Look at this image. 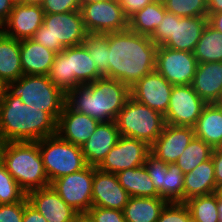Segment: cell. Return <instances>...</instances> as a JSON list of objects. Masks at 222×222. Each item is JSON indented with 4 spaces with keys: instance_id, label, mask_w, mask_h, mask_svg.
Here are the masks:
<instances>
[{
    "instance_id": "21",
    "label": "cell",
    "mask_w": 222,
    "mask_h": 222,
    "mask_svg": "<svg viewBox=\"0 0 222 222\" xmlns=\"http://www.w3.org/2000/svg\"><path fill=\"white\" fill-rule=\"evenodd\" d=\"M207 23L208 16L178 17L173 14L172 35L163 46L174 50L194 52Z\"/></svg>"
},
{
    "instance_id": "43",
    "label": "cell",
    "mask_w": 222,
    "mask_h": 222,
    "mask_svg": "<svg viewBox=\"0 0 222 222\" xmlns=\"http://www.w3.org/2000/svg\"><path fill=\"white\" fill-rule=\"evenodd\" d=\"M87 213L94 222H126L123 211L92 206Z\"/></svg>"
},
{
    "instance_id": "4",
    "label": "cell",
    "mask_w": 222,
    "mask_h": 222,
    "mask_svg": "<svg viewBox=\"0 0 222 222\" xmlns=\"http://www.w3.org/2000/svg\"><path fill=\"white\" fill-rule=\"evenodd\" d=\"M1 162L26 194L50 186L38 141L3 143Z\"/></svg>"
},
{
    "instance_id": "14",
    "label": "cell",
    "mask_w": 222,
    "mask_h": 222,
    "mask_svg": "<svg viewBox=\"0 0 222 222\" xmlns=\"http://www.w3.org/2000/svg\"><path fill=\"white\" fill-rule=\"evenodd\" d=\"M149 153L150 146L144 141L120 136L97 168L117 174L122 170L143 166Z\"/></svg>"
},
{
    "instance_id": "26",
    "label": "cell",
    "mask_w": 222,
    "mask_h": 222,
    "mask_svg": "<svg viewBox=\"0 0 222 222\" xmlns=\"http://www.w3.org/2000/svg\"><path fill=\"white\" fill-rule=\"evenodd\" d=\"M216 189L212 158L184 174V202L196 196L215 193Z\"/></svg>"
},
{
    "instance_id": "6",
    "label": "cell",
    "mask_w": 222,
    "mask_h": 222,
    "mask_svg": "<svg viewBox=\"0 0 222 222\" xmlns=\"http://www.w3.org/2000/svg\"><path fill=\"white\" fill-rule=\"evenodd\" d=\"M88 34L78 10L44 14L43 24L32 39L57 54L66 47L82 44Z\"/></svg>"
},
{
    "instance_id": "2",
    "label": "cell",
    "mask_w": 222,
    "mask_h": 222,
    "mask_svg": "<svg viewBox=\"0 0 222 222\" xmlns=\"http://www.w3.org/2000/svg\"><path fill=\"white\" fill-rule=\"evenodd\" d=\"M57 132V121L47 112L24 104L7 92L0 100V140L37 142Z\"/></svg>"
},
{
    "instance_id": "32",
    "label": "cell",
    "mask_w": 222,
    "mask_h": 222,
    "mask_svg": "<svg viewBox=\"0 0 222 222\" xmlns=\"http://www.w3.org/2000/svg\"><path fill=\"white\" fill-rule=\"evenodd\" d=\"M86 51L92 55L96 69L103 76L110 78V64L108 61L109 33L88 34L82 42Z\"/></svg>"
},
{
    "instance_id": "7",
    "label": "cell",
    "mask_w": 222,
    "mask_h": 222,
    "mask_svg": "<svg viewBox=\"0 0 222 222\" xmlns=\"http://www.w3.org/2000/svg\"><path fill=\"white\" fill-rule=\"evenodd\" d=\"M6 92L30 107L49 113L56 121L66 103V94L47 75H22L18 80L7 83Z\"/></svg>"
},
{
    "instance_id": "10",
    "label": "cell",
    "mask_w": 222,
    "mask_h": 222,
    "mask_svg": "<svg viewBox=\"0 0 222 222\" xmlns=\"http://www.w3.org/2000/svg\"><path fill=\"white\" fill-rule=\"evenodd\" d=\"M81 13L90 34H106L128 29V18L117 0L83 4Z\"/></svg>"
},
{
    "instance_id": "11",
    "label": "cell",
    "mask_w": 222,
    "mask_h": 222,
    "mask_svg": "<svg viewBox=\"0 0 222 222\" xmlns=\"http://www.w3.org/2000/svg\"><path fill=\"white\" fill-rule=\"evenodd\" d=\"M94 166L87 165L72 174L54 180L50 185L58 195L78 213L92 207Z\"/></svg>"
},
{
    "instance_id": "15",
    "label": "cell",
    "mask_w": 222,
    "mask_h": 222,
    "mask_svg": "<svg viewBox=\"0 0 222 222\" xmlns=\"http://www.w3.org/2000/svg\"><path fill=\"white\" fill-rule=\"evenodd\" d=\"M172 87V84L154 70L131 86V98L165 115L168 110Z\"/></svg>"
},
{
    "instance_id": "28",
    "label": "cell",
    "mask_w": 222,
    "mask_h": 222,
    "mask_svg": "<svg viewBox=\"0 0 222 222\" xmlns=\"http://www.w3.org/2000/svg\"><path fill=\"white\" fill-rule=\"evenodd\" d=\"M22 75L20 40L9 37L0 30V77L9 83Z\"/></svg>"
},
{
    "instance_id": "17",
    "label": "cell",
    "mask_w": 222,
    "mask_h": 222,
    "mask_svg": "<svg viewBox=\"0 0 222 222\" xmlns=\"http://www.w3.org/2000/svg\"><path fill=\"white\" fill-rule=\"evenodd\" d=\"M43 19L42 6L15 4L0 30L17 40L30 39L43 24Z\"/></svg>"
},
{
    "instance_id": "22",
    "label": "cell",
    "mask_w": 222,
    "mask_h": 222,
    "mask_svg": "<svg viewBox=\"0 0 222 222\" xmlns=\"http://www.w3.org/2000/svg\"><path fill=\"white\" fill-rule=\"evenodd\" d=\"M120 136L115 121L99 123L93 135L81 147L87 165L98 167Z\"/></svg>"
},
{
    "instance_id": "41",
    "label": "cell",
    "mask_w": 222,
    "mask_h": 222,
    "mask_svg": "<svg viewBox=\"0 0 222 222\" xmlns=\"http://www.w3.org/2000/svg\"><path fill=\"white\" fill-rule=\"evenodd\" d=\"M44 14L66 13L81 10L80 0H45L42 4Z\"/></svg>"
},
{
    "instance_id": "30",
    "label": "cell",
    "mask_w": 222,
    "mask_h": 222,
    "mask_svg": "<svg viewBox=\"0 0 222 222\" xmlns=\"http://www.w3.org/2000/svg\"><path fill=\"white\" fill-rule=\"evenodd\" d=\"M166 12L163 1L154 0L128 18V29L137 34L151 36Z\"/></svg>"
},
{
    "instance_id": "51",
    "label": "cell",
    "mask_w": 222,
    "mask_h": 222,
    "mask_svg": "<svg viewBox=\"0 0 222 222\" xmlns=\"http://www.w3.org/2000/svg\"><path fill=\"white\" fill-rule=\"evenodd\" d=\"M7 83L0 77V100L6 94Z\"/></svg>"
},
{
    "instance_id": "49",
    "label": "cell",
    "mask_w": 222,
    "mask_h": 222,
    "mask_svg": "<svg viewBox=\"0 0 222 222\" xmlns=\"http://www.w3.org/2000/svg\"><path fill=\"white\" fill-rule=\"evenodd\" d=\"M208 15L211 13L222 12V0H207Z\"/></svg>"
},
{
    "instance_id": "58",
    "label": "cell",
    "mask_w": 222,
    "mask_h": 222,
    "mask_svg": "<svg viewBox=\"0 0 222 222\" xmlns=\"http://www.w3.org/2000/svg\"><path fill=\"white\" fill-rule=\"evenodd\" d=\"M216 104L222 109V100Z\"/></svg>"
},
{
    "instance_id": "27",
    "label": "cell",
    "mask_w": 222,
    "mask_h": 222,
    "mask_svg": "<svg viewBox=\"0 0 222 222\" xmlns=\"http://www.w3.org/2000/svg\"><path fill=\"white\" fill-rule=\"evenodd\" d=\"M168 201L161 197H130L124 206L126 222H156Z\"/></svg>"
},
{
    "instance_id": "55",
    "label": "cell",
    "mask_w": 222,
    "mask_h": 222,
    "mask_svg": "<svg viewBox=\"0 0 222 222\" xmlns=\"http://www.w3.org/2000/svg\"><path fill=\"white\" fill-rule=\"evenodd\" d=\"M80 1H81V6H82L83 4L95 3V2L105 1V0H80Z\"/></svg>"
},
{
    "instance_id": "12",
    "label": "cell",
    "mask_w": 222,
    "mask_h": 222,
    "mask_svg": "<svg viewBox=\"0 0 222 222\" xmlns=\"http://www.w3.org/2000/svg\"><path fill=\"white\" fill-rule=\"evenodd\" d=\"M193 52L159 46L156 50V68L170 84L191 85L197 69Z\"/></svg>"
},
{
    "instance_id": "53",
    "label": "cell",
    "mask_w": 222,
    "mask_h": 222,
    "mask_svg": "<svg viewBox=\"0 0 222 222\" xmlns=\"http://www.w3.org/2000/svg\"><path fill=\"white\" fill-rule=\"evenodd\" d=\"M217 208L219 213V222H222V199L217 196Z\"/></svg>"
},
{
    "instance_id": "25",
    "label": "cell",
    "mask_w": 222,
    "mask_h": 222,
    "mask_svg": "<svg viewBox=\"0 0 222 222\" xmlns=\"http://www.w3.org/2000/svg\"><path fill=\"white\" fill-rule=\"evenodd\" d=\"M196 138L213 149L222 148V109L216 104H207L194 125Z\"/></svg>"
},
{
    "instance_id": "19",
    "label": "cell",
    "mask_w": 222,
    "mask_h": 222,
    "mask_svg": "<svg viewBox=\"0 0 222 222\" xmlns=\"http://www.w3.org/2000/svg\"><path fill=\"white\" fill-rule=\"evenodd\" d=\"M99 123L98 120L73 110L65 103L57 121L56 134L61 139L82 147Z\"/></svg>"
},
{
    "instance_id": "36",
    "label": "cell",
    "mask_w": 222,
    "mask_h": 222,
    "mask_svg": "<svg viewBox=\"0 0 222 222\" xmlns=\"http://www.w3.org/2000/svg\"><path fill=\"white\" fill-rule=\"evenodd\" d=\"M165 9L178 17L208 16L207 0H162Z\"/></svg>"
},
{
    "instance_id": "37",
    "label": "cell",
    "mask_w": 222,
    "mask_h": 222,
    "mask_svg": "<svg viewBox=\"0 0 222 222\" xmlns=\"http://www.w3.org/2000/svg\"><path fill=\"white\" fill-rule=\"evenodd\" d=\"M25 196L26 193L0 161V204L20 202Z\"/></svg>"
},
{
    "instance_id": "31",
    "label": "cell",
    "mask_w": 222,
    "mask_h": 222,
    "mask_svg": "<svg viewBox=\"0 0 222 222\" xmlns=\"http://www.w3.org/2000/svg\"><path fill=\"white\" fill-rule=\"evenodd\" d=\"M193 53L198 63L222 62V32L207 23Z\"/></svg>"
},
{
    "instance_id": "48",
    "label": "cell",
    "mask_w": 222,
    "mask_h": 222,
    "mask_svg": "<svg viewBox=\"0 0 222 222\" xmlns=\"http://www.w3.org/2000/svg\"><path fill=\"white\" fill-rule=\"evenodd\" d=\"M208 23L219 32H222V12L209 14Z\"/></svg>"
},
{
    "instance_id": "13",
    "label": "cell",
    "mask_w": 222,
    "mask_h": 222,
    "mask_svg": "<svg viewBox=\"0 0 222 222\" xmlns=\"http://www.w3.org/2000/svg\"><path fill=\"white\" fill-rule=\"evenodd\" d=\"M206 105L191 85H174L164 115L165 122L173 126L194 127Z\"/></svg>"
},
{
    "instance_id": "45",
    "label": "cell",
    "mask_w": 222,
    "mask_h": 222,
    "mask_svg": "<svg viewBox=\"0 0 222 222\" xmlns=\"http://www.w3.org/2000/svg\"><path fill=\"white\" fill-rule=\"evenodd\" d=\"M211 158L214 164L215 182L218 186L222 184V148L214 149Z\"/></svg>"
},
{
    "instance_id": "33",
    "label": "cell",
    "mask_w": 222,
    "mask_h": 222,
    "mask_svg": "<svg viewBox=\"0 0 222 222\" xmlns=\"http://www.w3.org/2000/svg\"><path fill=\"white\" fill-rule=\"evenodd\" d=\"M213 150L203 140L194 137L184 152L178 157L175 164L186 174L202 162L211 159Z\"/></svg>"
},
{
    "instance_id": "24",
    "label": "cell",
    "mask_w": 222,
    "mask_h": 222,
    "mask_svg": "<svg viewBox=\"0 0 222 222\" xmlns=\"http://www.w3.org/2000/svg\"><path fill=\"white\" fill-rule=\"evenodd\" d=\"M55 54L32 38L20 40V61L23 75H48Z\"/></svg>"
},
{
    "instance_id": "23",
    "label": "cell",
    "mask_w": 222,
    "mask_h": 222,
    "mask_svg": "<svg viewBox=\"0 0 222 222\" xmlns=\"http://www.w3.org/2000/svg\"><path fill=\"white\" fill-rule=\"evenodd\" d=\"M191 87L207 104L222 100V62L198 63Z\"/></svg>"
},
{
    "instance_id": "3",
    "label": "cell",
    "mask_w": 222,
    "mask_h": 222,
    "mask_svg": "<svg viewBox=\"0 0 222 222\" xmlns=\"http://www.w3.org/2000/svg\"><path fill=\"white\" fill-rule=\"evenodd\" d=\"M131 97L130 87L122 82L101 77L80 84L66 95V103L75 111L101 122L115 121Z\"/></svg>"
},
{
    "instance_id": "44",
    "label": "cell",
    "mask_w": 222,
    "mask_h": 222,
    "mask_svg": "<svg viewBox=\"0 0 222 222\" xmlns=\"http://www.w3.org/2000/svg\"><path fill=\"white\" fill-rule=\"evenodd\" d=\"M123 9V12L127 18L132 14L143 9L146 5L152 3L154 0H117Z\"/></svg>"
},
{
    "instance_id": "16",
    "label": "cell",
    "mask_w": 222,
    "mask_h": 222,
    "mask_svg": "<svg viewBox=\"0 0 222 222\" xmlns=\"http://www.w3.org/2000/svg\"><path fill=\"white\" fill-rule=\"evenodd\" d=\"M130 196L120 185L116 174L94 167L92 206L123 211Z\"/></svg>"
},
{
    "instance_id": "20",
    "label": "cell",
    "mask_w": 222,
    "mask_h": 222,
    "mask_svg": "<svg viewBox=\"0 0 222 222\" xmlns=\"http://www.w3.org/2000/svg\"><path fill=\"white\" fill-rule=\"evenodd\" d=\"M26 197L28 203L44 216L47 222H73L74 216L78 213L51 185L30 191Z\"/></svg>"
},
{
    "instance_id": "57",
    "label": "cell",
    "mask_w": 222,
    "mask_h": 222,
    "mask_svg": "<svg viewBox=\"0 0 222 222\" xmlns=\"http://www.w3.org/2000/svg\"><path fill=\"white\" fill-rule=\"evenodd\" d=\"M3 142L0 140V161H1V148H2Z\"/></svg>"
},
{
    "instance_id": "56",
    "label": "cell",
    "mask_w": 222,
    "mask_h": 222,
    "mask_svg": "<svg viewBox=\"0 0 222 222\" xmlns=\"http://www.w3.org/2000/svg\"><path fill=\"white\" fill-rule=\"evenodd\" d=\"M13 4H23V0H11Z\"/></svg>"
},
{
    "instance_id": "35",
    "label": "cell",
    "mask_w": 222,
    "mask_h": 222,
    "mask_svg": "<svg viewBox=\"0 0 222 222\" xmlns=\"http://www.w3.org/2000/svg\"><path fill=\"white\" fill-rule=\"evenodd\" d=\"M163 198L168 202H184V173L175 163L164 171Z\"/></svg>"
},
{
    "instance_id": "40",
    "label": "cell",
    "mask_w": 222,
    "mask_h": 222,
    "mask_svg": "<svg viewBox=\"0 0 222 222\" xmlns=\"http://www.w3.org/2000/svg\"><path fill=\"white\" fill-rule=\"evenodd\" d=\"M27 203L28 199L25 196L20 202L0 204V222H22Z\"/></svg>"
},
{
    "instance_id": "38",
    "label": "cell",
    "mask_w": 222,
    "mask_h": 222,
    "mask_svg": "<svg viewBox=\"0 0 222 222\" xmlns=\"http://www.w3.org/2000/svg\"><path fill=\"white\" fill-rule=\"evenodd\" d=\"M144 167L146 168L159 197L163 198V179L164 171H167V163L150 152L146 158Z\"/></svg>"
},
{
    "instance_id": "18",
    "label": "cell",
    "mask_w": 222,
    "mask_h": 222,
    "mask_svg": "<svg viewBox=\"0 0 222 222\" xmlns=\"http://www.w3.org/2000/svg\"><path fill=\"white\" fill-rule=\"evenodd\" d=\"M194 128L166 124L160 136L150 146V152L165 163H175L194 139Z\"/></svg>"
},
{
    "instance_id": "42",
    "label": "cell",
    "mask_w": 222,
    "mask_h": 222,
    "mask_svg": "<svg viewBox=\"0 0 222 222\" xmlns=\"http://www.w3.org/2000/svg\"><path fill=\"white\" fill-rule=\"evenodd\" d=\"M173 13L166 12L161 23L150 36L151 40L159 47L163 46L172 35Z\"/></svg>"
},
{
    "instance_id": "9",
    "label": "cell",
    "mask_w": 222,
    "mask_h": 222,
    "mask_svg": "<svg viewBox=\"0 0 222 222\" xmlns=\"http://www.w3.org/2000/svg\"><path fill=\"white\" fill-rule=\"evenodd\" d=\"M38 145L50 184L87 166L82 148L61 139L57 134L41 139Z\"/></svg>"
},
{
    "instance_id": "54",
    "label": "cell",
    "mask_w": 222,
    "mask_h": 222,
    "mask_svg": "<svg viewBox=\"0 0 222 222\" xmlns=\"http://www.w3.org/2000/svg\"><path fill=\"white\" fill-rule=\"evenodd\" d=\"M218 196V198L222 199V184H219L217 186L216 192H215Z\"/></svg>"
},
{
    "instance_id": "5",
    "label": "cell",
    "mask_w": 222,
    "mask_h": 222,
    "mask_svg": "<svg viewBox=\"0 0 222 222\" xmlns=\"http://www.w3.org/2000/svg\"><path fill=\"white\" fill-rule=\"evenodd\" d=\"M47 76L66 95L80 84L92 83L103 77L96 69L92 55L82 44L66 47L55 54Z\"/></svg>"
},
{
    "instance_id": "29",
    "label": "cell",
    "mask_w": 222,
    "mask_h": 222,
    "mask_svg": "<svg viewBox=\"0 0 222 222\" xmlns=\"http://www.w3.org/2000/svg\"><path fill=\"white\" fill-rule=\"evenodd\" d=\"M116 175L130 197H159L144 165L122 170Z\"/></svg>"
},
{
    "instance_id": "8",
    "label": "cell",
    "mask_w": 222,
    "mask_h": 222,
    "mask_svg": "<svg viewBox=\"0 0 222 222\" xmlns=\"http://www.w3.org/2000/svg\"><path fill=\"white\" fill-rule=\"evenodd\" d=\"M121 136L144 141L151 146L162 133L166 122L163 114L129 98L115 120Z\"/></svg>"
},
{
    "instance_id": "34",
    "label": "cell",
    "mask_w": 222,
    "mask_h": 222,
    "mask_svg": "<svg viewBox=\"0 0 222 222\" xmlns=\"http://www.w3.org/2000/svg\"><path fill=\"white\" fill-rule=\"evenodd\" d=\"M194 222H219L217 194L196 196L184 202Z\"/></svg>"
},
{
    "instance_id": "52",
    "label": "cell",
    "mask_w": 222,
    "mask_h": 222,
    "mask_svg": "<svg viewBox=\"0 0 222 222\" xmlns=\"http://www.w3.org/2000/svg\"><path fill=\"white\" fill-rule=\"evenodd\" d=\"M45 0H23V5H40L44 3Z\"/></svg>"
},
{
    "instance_id": "1",
    "label": "cell",
    "mask_w": 222,
    "mask_h": 222,
    "mask_svg": "<svg viewBox=\"0 0 222 222\" xmlns=\"http://www.w3.org/2000/svg\"><path fill=\"white\" fill-rule=\"evenodd\" d=\"M158 46L150 36L130 29L109 33L110 78L130 88L156 68Z\"/></svg>"
},
{
    "instance_id": "39",
    "label": "cell",
    "mask_w": 222,
    "mask_h": 222,
    "mask_svg": "<svg viewBox=\"0 0 222 222\" xmlns=\"http://www.w3.org/2000/svg\"><path fill=\"white\" fill-rule=\"evenodd\" d=\"M191 214L184 202H168L156 222H191Z\"/></svg>"
},
{
    "instance_id": "46",
    "label": "cell",
    "mask_w": 222,
    "mask_h": 222,
    "mask_svg": "<svg viewBox=\"0 0 222 222\" xmlns=\"http://www.w3.org/2000/svg\"><path fill=\"white\" fill-rule=\"evenodd\" d=\"M22 222H47L33 206L27 203L24 207Z\"/></svg>"
},
{
    "instance_id": "50",
    "label": "cell",
    "mask_w": 222,
    "mask_h": 222,
    "mask_svg": "<svg viewBox=\"0 0 222 222\" xmlns=\"http://www.w3.org/2000/svg\"><path fill=\"white\" fill-rule=\"evenodd\" d=\"M73 222H94L87 212H80L74 216Z\"/></svg>"
},
{
    "instance_id": "47",
    "label": "cell",
    "mask_w": 222,
    "mask_h": 222,
    "mask_svg": "<svg viewBox=\"0 0 222 222\" xmlns=\"http://www.w3.org/2000/svg\"><path fill=\"white\" fill-rule=\"evenodd\" d=\"M14 4L11 0H0V27L6 22Z\"/></svg>"
}]
</instances>
